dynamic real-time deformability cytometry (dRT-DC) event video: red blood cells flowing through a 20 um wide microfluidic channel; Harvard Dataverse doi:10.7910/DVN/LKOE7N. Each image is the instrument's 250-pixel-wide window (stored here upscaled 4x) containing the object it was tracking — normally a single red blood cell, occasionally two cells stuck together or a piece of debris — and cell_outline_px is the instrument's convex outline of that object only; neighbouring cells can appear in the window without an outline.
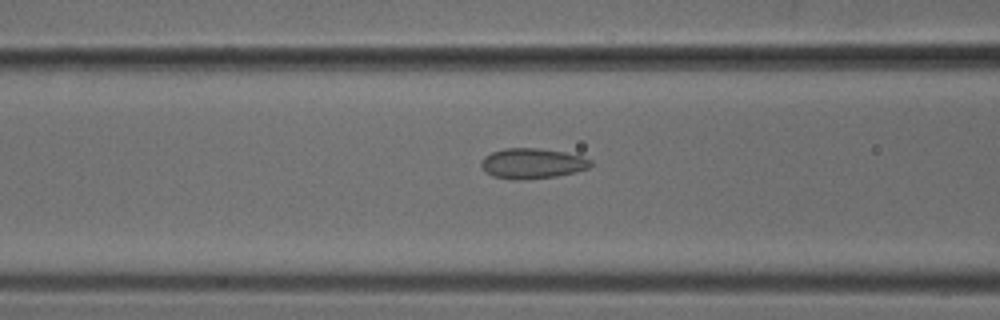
{"species": "common noctule bat (a hibernating species)", "species_latin": "Nyctalus noctula", "temperature_condition": "cold", "stored_images_in_passage": 50, "camera_frame_rate_fps": 3000, "um_per_image_px": 0.085, "animal": {"sex": "male", "body_mass_g": 18.8}, "frame": {"image": 1, "passage_image": 20, "time_ms": 6.333, "image_size_px": [1000, 320], "cell_outline_px": [[592, 164], [588, 168], [576, 172], [556, 176], [520, 180], [512, 180], [492, 176], [484, 172], [480, 164], [484, 156], [492, 152], [504, 148], [536, 148], [564, 152], [580, 156], [592, 160]], "centroid_in_image_um": [45.2, 13.9], "position_along_channel_um": 121.4, "area_um2": 19.42}}
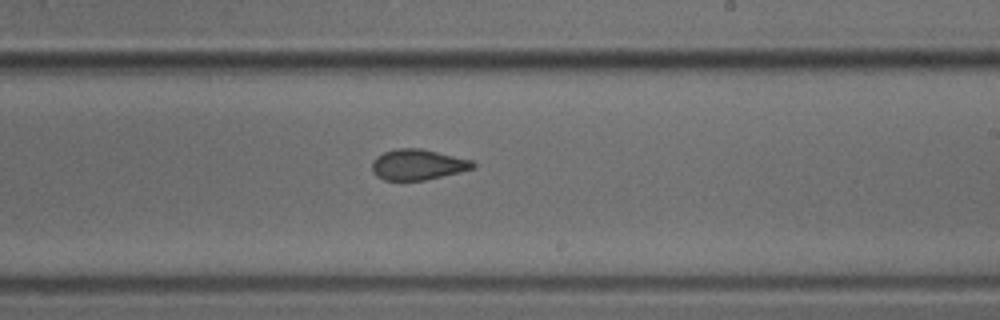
{"frame": {"image": 2, "passage_image": 30, "time_ms": 9.667, "image_size_px": [1000, 320], "cell_outline_px": [[476, 168], [424, 180], [384, 180], [376, 176], [372, 172], [372, 160], [376, 156], [384, 152], [396, 148], [420, 148], [472, 160], [476, 164]], "centroid_in_image_um": [35.49, 13.99], "position_along_channel_um": 253.5, "area_um2": 18.03}}
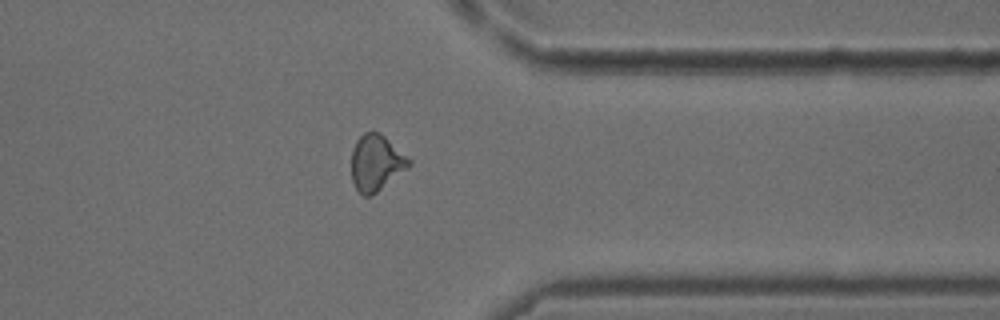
{"frame": {"image": 3, "passage_image": 40, "time_ms": 13.0, "image_size_px": [1000, 320], "cell_outline_px": [[412, 164], [408, 168], [376, 192], [368, 196], [364, 196], [356, 188], [352, 180], [352, 148], [356, 140], [364, 132], [372, 128], [384, 136], [412, 160]], "centroid_in_image_um": [31.97, 13.79], "position_along_channel_um": 379.4, "area_um2": 18.79}}